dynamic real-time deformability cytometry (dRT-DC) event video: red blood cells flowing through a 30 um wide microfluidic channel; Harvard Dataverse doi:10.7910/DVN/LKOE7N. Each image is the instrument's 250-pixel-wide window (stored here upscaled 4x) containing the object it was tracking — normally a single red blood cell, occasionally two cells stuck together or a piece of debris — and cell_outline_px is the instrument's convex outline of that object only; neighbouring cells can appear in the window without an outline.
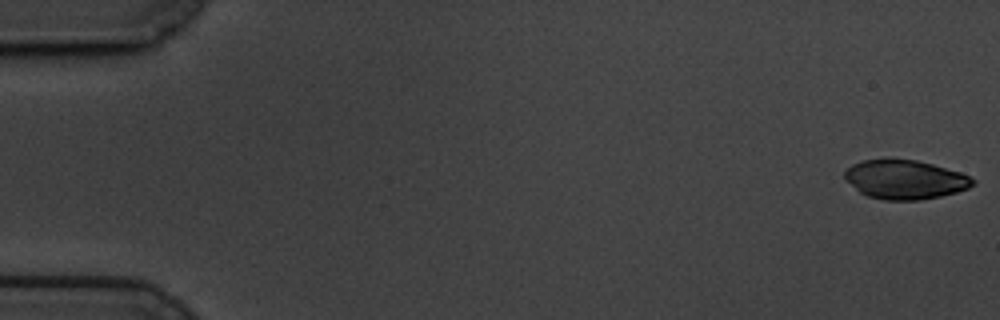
{"species": "common noctule bat (a hibernating species)", "species_latin": "Nyctalus noctula", "temperature_condition": "cold", "stored_images_in_passage": 47, "camera_frame_rate_fps": 3000, "um_per_image_px": 0.085, "animal": {"sex": "male", "body_mass_g": 19.5, "forearm_length_mm": 54.6}, "frame": {"image": 1, "passage_image": 1, "time_ms": 0.0, "image_size_px": [1000, 320], "cell_outline_px": [[976, 184], [968, 188], [956, 192], [940, 196], [920, 200], [884, 200], [868, 196], [860, 192], [844, 180], [844, 172], [852, 164], [860, 160], [888, 156], [892, 156], [916, 160], [932, 164], [960, 172], [976, 180]], "centroid_in_image_um": [76.88, 15.22], "position_along_channel_um": 8.1, "area_um2": 29.88}, "authors_computed_cell_mechanics": {"area_um2": 20.2878, "velocity_mm_per_s": 3.3935, "shape_relaxation_time_tau1_ms": 6.868, "shape_relaxation_time_tau2_ms": 2.2752, "deformation_change_tau1": 0.1239, "deformation_change_tau2": 0.0679}}